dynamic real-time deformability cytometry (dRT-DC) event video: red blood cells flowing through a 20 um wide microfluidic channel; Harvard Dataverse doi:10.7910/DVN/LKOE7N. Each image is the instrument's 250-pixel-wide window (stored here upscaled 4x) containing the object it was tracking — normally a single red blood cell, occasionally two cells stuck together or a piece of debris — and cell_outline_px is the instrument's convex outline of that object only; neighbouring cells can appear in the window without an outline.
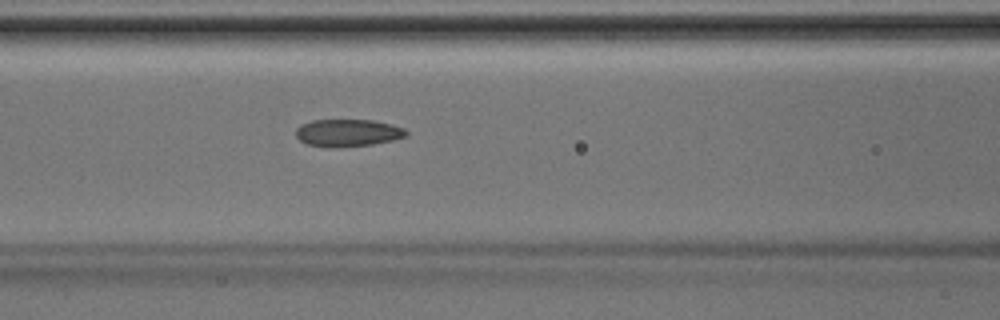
{"species": "Egyptian fruit bat (a non-hibernating species)", "species_latin": "Rousettus aegyptiacus", "temperature_condition": "room temperature", "stored_images_in_passage": 44, "camera_frame_rate_fps": 3000, "um_per_image_px": 0.085, "animal": {"sex": "male"}, "frame": {"image": 1, "passage_image": 19, "time_ms": 6.0, "image_size_px": [1000, 320], "cell_outline_px": [[408, 136], [392, 140], [372, 144], [332, 148], [308, 144], [300, 140], [296, 136], [296, 128], [300, 124], [312, 120], [376, 120], [392, 124], [404, 128], [408, 132]], "centroid_in_image_um": [29.57, 11.28], "position_along_channel_um": 137.0, "area_um2": 17.69}}
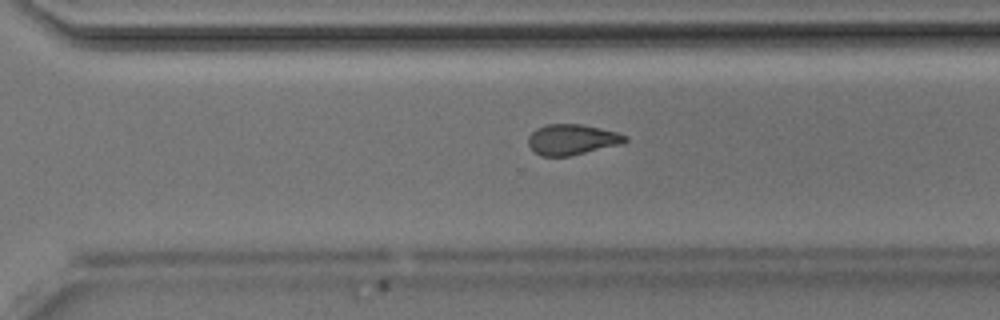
{"frame": {"image": 2, "passage_image": 31, "time_ms": 10.0, "image_size_px": [1000, 320], "cell_outline_px": [[628, 140], [620, 144], [568, 156], [540, 156], [528, 144], [528, 136], [536, 128], [548, 124], [580, 124], [600, 128], [616, 132], [628, 136]], "centroid_in_image_um": [48.61, 11.85], "position_along_channel_um": 322.0, "area_um2": 17.05}}
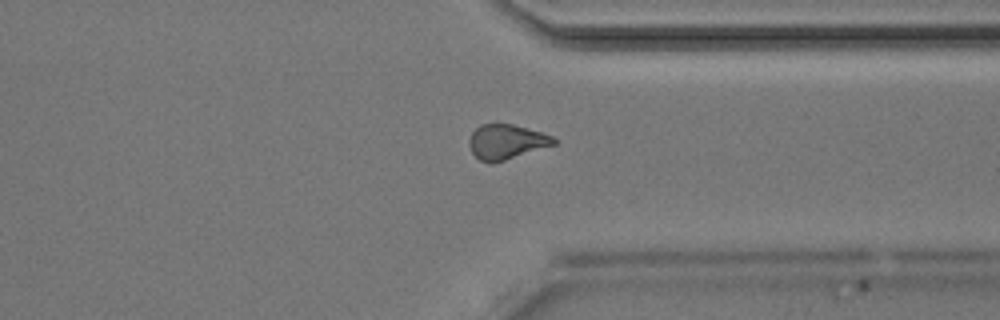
{"frame": {"image": 3, "passage_image": 34, "time_ms": 11.0, "image_size_px": [1000, 320], "cell_outline_px": [[556, 144], [492, 164], [480, 160], [472, 152], [468, 144], [468, 140], [472, 132], [480, 124], [512, 124], [540, 132], [552, 136], [556, 140]], "centroid_in_image_um": [43.01, 12.06], "position_along_channel_um": 368.4, "area_um2": 17.05}}